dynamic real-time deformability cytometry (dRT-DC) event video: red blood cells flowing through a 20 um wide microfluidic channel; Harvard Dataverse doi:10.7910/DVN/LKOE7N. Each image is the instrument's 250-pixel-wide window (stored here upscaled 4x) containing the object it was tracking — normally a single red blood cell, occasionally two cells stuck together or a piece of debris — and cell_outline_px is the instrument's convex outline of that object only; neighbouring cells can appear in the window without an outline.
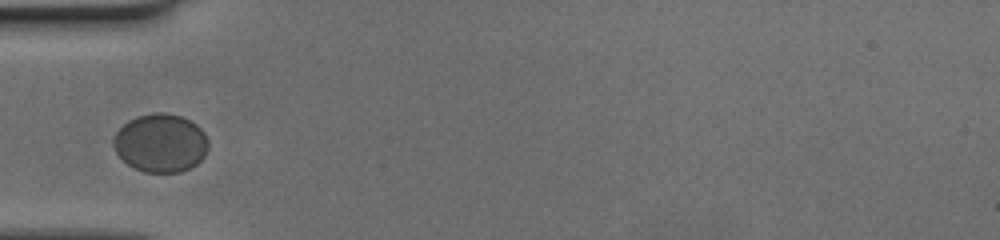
{"species": "human", "species_latin": "Homo sapiens", "temperature_condition": "cold", "stored_images_in_passage": 34, "camera_frame_rate_fps": 3000, "um_per_image_px": 0.085, "donor": {"sex": "female"}, "frame": {"image": 1, "passage_image": 1, "time_ms": 0.0, "image_size_px": [1000, 240], "cell_outline_px": [[208, 148], [204, 156], [196, 164], [180, 172], [144, 172], [128, 164], [116, 152], [112, 144], [112, 136], [128, 120], [136, 116], [152, 112], [164, 112], [180, 116], [196, 124], [204, 132], [208, 140]], "centroid_in_image_um": [13.64, 12.14], "position_along_channel_um": 71.4, "area_um2": 32.31}}
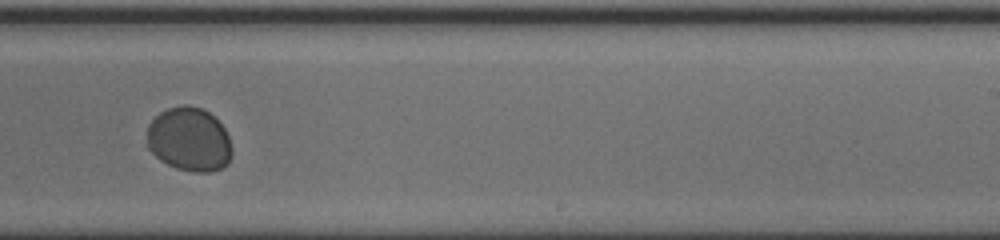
{"frame": {"image": 2, "passage_image": 16, "time_ms": 5.0, "image_size_px": [1000, 240], "cell_outline_px": [[232, 156], [228, 164], [212, 172], [192, 172], [176, 168], [160, 160], [148, 148], [148, 124], [160, 112], [168, 108], [184, 104], [188, 104], [200, 108], [208, 112], [224, 128], [228, 136], [232, 148]], "centroid_in_image_um": [16.1, 11.86], "position_along_channel_um": 272.9, "area_um2": 31.67}}
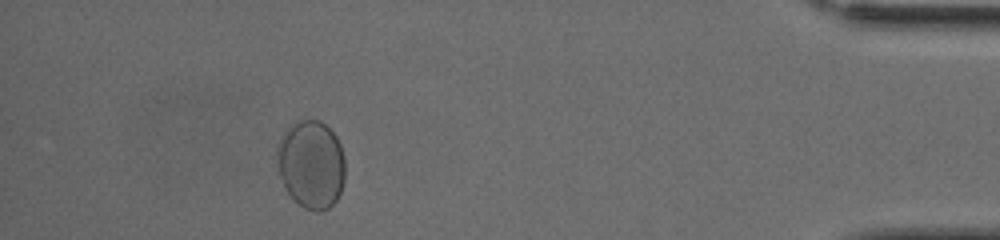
{"frame": {"image": 3, "passage_image": 30, "time_ms": 9.667, "image_size_px": [1000, 240], "cell_outline_px": [[344, 180], [340, 192], [336, 200], [328, 208], [320, 212], [316, 212], [304, 208], [296, 204], [292, 200], [284, 188], [276, 172], [276, 144], [280, 136], [292, 124], [300, 120], [320, 120], [336, 136], [340, 144], [344, 156]], "centroid_in_image_um": [26.39, 14.0], "position_along_channel_um": 408.8, "area_um2": 35.78}}